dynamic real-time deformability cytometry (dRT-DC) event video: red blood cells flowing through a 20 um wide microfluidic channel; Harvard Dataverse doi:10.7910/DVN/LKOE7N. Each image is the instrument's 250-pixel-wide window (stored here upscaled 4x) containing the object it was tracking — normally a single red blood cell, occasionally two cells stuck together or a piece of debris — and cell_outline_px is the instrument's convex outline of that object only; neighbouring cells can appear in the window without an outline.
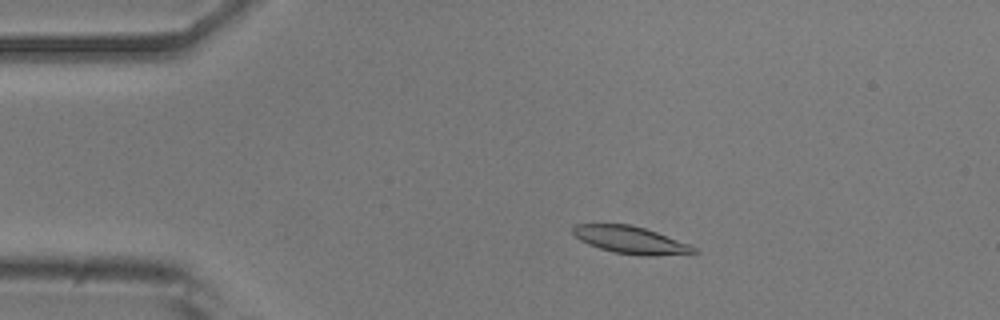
{"species": "common noctule bat (a hibernating species)", "species_latin": "Nyctalus noctula", "temperature_condition": "room temperature", "stored_images_in_passage": 4, "camera_frame_rate_fps": 3000, "um_per_image_px": 0.085, "animal": {"sex": "male", "body_mass_g": 20.5, "forearm_length_mm": 52.5}, "frame": {"image": 1, "passage_image": 3, "time_ms": 0.667, "image_size_px": [1000, 320], "cell_outline_px": [[700, 252], [692, 256], [640, 256], [612, 252], [588, 244], [580, 240], [572, 232], [572, 228], [576, 224], [628, 224], [644, 228], [656, 232], [688, 244], [696, 248]], "centroid_in_image_um": [53.7, 20.44], "position_along_channel_um": 31.3, "area_um2": 19.65}}